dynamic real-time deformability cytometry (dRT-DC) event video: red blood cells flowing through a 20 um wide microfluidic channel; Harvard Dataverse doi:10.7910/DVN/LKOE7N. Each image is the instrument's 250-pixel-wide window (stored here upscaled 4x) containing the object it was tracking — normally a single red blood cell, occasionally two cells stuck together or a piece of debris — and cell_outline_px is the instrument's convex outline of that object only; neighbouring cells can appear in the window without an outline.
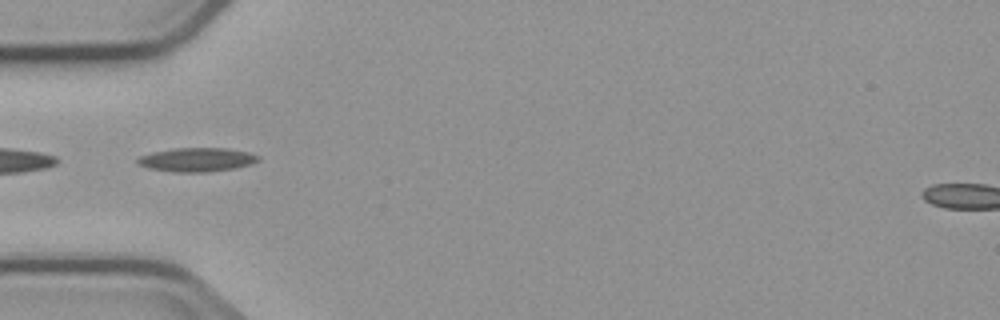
{"species": "common noctule bat (a hibernating species)", "species_latin": "Nyctalus noctula", "temperature_condition": "cold", "stored_images_in_passage": 4, "camera_frame_rate_fps": 3000, "um_per_image_px": 0.085, "animal": {"sex": "male", "body_mass_g": 23.1, "forearm_length_mm": 52.7}, "frame": {"image": 1, "passage_image": 3, "time_ms": 2.0, "image_size_px": [1000, 320], "cell_outline_px": [[260, 160], [252, 164], [236, 168], [208, 172], [172, 172], [148, 168], [136, 164], [136, 160], [140, 156], [152, 152], [176, 148], [228, 148], [248, 152], [260, 156]], "centroid_in_image_um": [16.74, 13.58], "position_along_channel_um": 68.3, "area_um2": 16.99}}
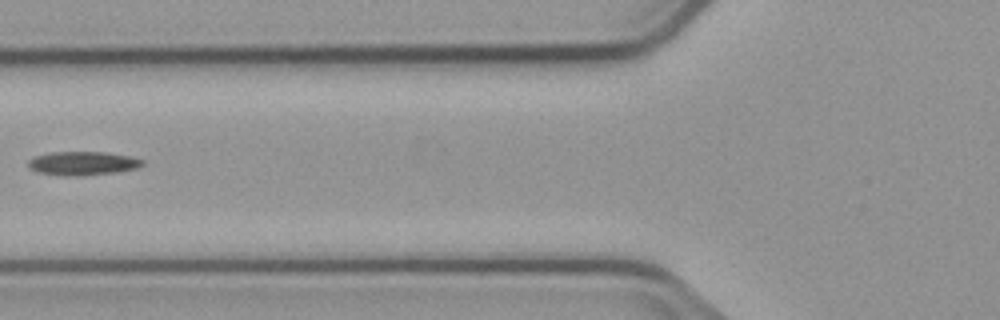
{"frame": {"image": 2, "passage_image": 4, "time_ms": 3.333, "image_size_px": [1000, 320], "cell_outline_px": [[144, 164], [136, 168], [116, 172], [80, 176], [72, 176], [36, 172], [28, 168], [28, 160], [36, 156], [52, 152], [108, 152], [128, 156], [144, 160]], "centroid_in_image_um": [7.02, 13.88], "position_along_channel_um": 118.8, "area_um2": 15.72}}